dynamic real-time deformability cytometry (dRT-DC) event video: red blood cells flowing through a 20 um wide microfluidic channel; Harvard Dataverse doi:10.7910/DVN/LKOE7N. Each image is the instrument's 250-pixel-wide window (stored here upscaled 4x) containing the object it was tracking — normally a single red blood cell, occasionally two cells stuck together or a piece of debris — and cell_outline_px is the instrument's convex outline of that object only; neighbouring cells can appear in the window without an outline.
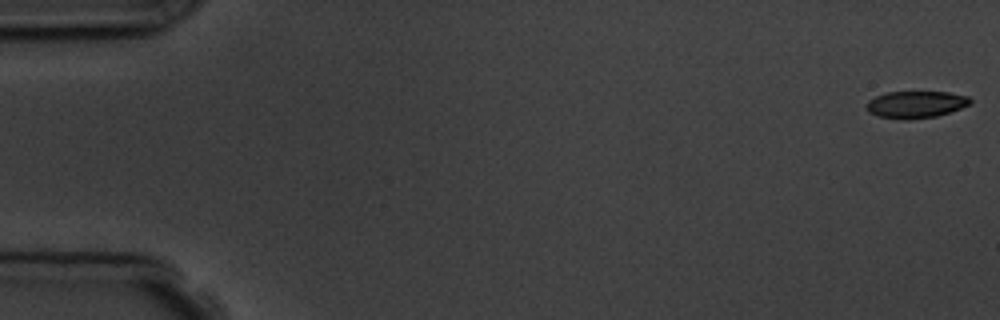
{"species": "common noctule bat (a hibernating species)", "species_latin": "Nyctalus noctula", "temperature_condition": "room temperature", "stored_images_in_passage": 9, "camera_frame_rate_fps": 3000, "um_per_image_px": 0.085, "animal": {"sex": "male", "body_mass_g": 19.5, "forearm_length_mm": 54.6}, "frame": {"image": 1, "passage_image": 1, "time_ms": 0.0, "image_size_px": [1000, 320], "cell_outline_px": [[972, 104], [936, 116], [908, 120], [900, 120], [876, 116], [868, 112], [864, 108], [868, 100], [884, 92], [948, 92], [968, 96], [972, 100]], "centroid_in_image_um": [77.79, 8.89], "position_along_channel_um": 7.2, "area_um2": 16.59}}
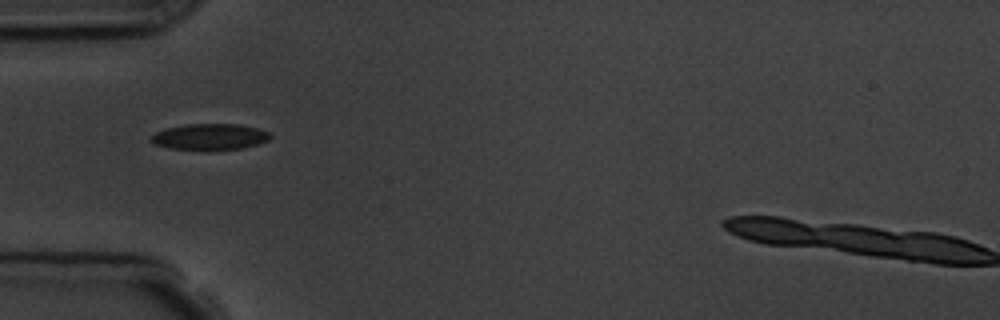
{"frame": {"image": 2, "passage_image": 6, "time_ms": 5.667, "image_size_px": [1000, 320], "cell_outline_px": [[272, 136], [268, 140], [256, 144], [240, 148], [204, 152], [172, 148], [156, 144], [148, 140], [156, 132], [164, 128], [184, 124], [240, 124], [256, 128], [268, 132]], "centroid_in_image_um": [17.79, 11.64], "position_along_channel_um": 67.2, "area_um2": 18.5}}